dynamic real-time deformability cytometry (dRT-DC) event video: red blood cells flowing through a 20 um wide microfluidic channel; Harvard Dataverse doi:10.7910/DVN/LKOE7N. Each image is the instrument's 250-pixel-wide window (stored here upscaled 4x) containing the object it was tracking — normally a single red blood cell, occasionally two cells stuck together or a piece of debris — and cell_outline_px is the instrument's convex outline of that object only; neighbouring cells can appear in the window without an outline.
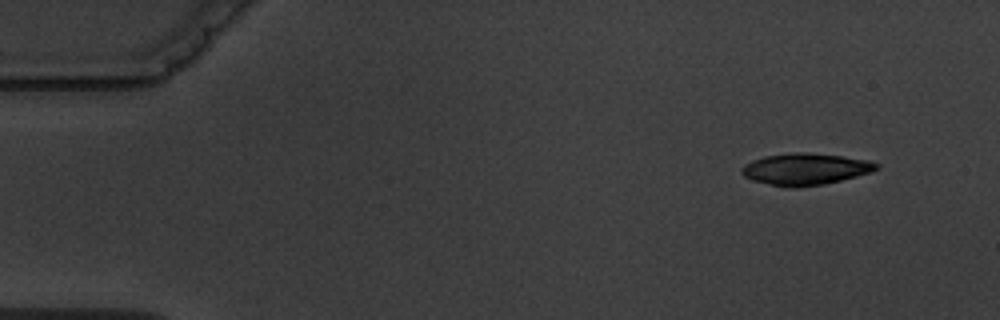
{"species": "common noctule bat (a hibernating species)", "species_latin": "Nyctalus noctula", "temperature_condition": "warm", "stored_images_in_passage": 4, "camera_frame_rate_fps": 3000, "um_per_image_px": 0.085, "animal": {"sex": "male", "body_mass_g": 19.5, "forearm_length_mm": 54.6}, "frame": {"image": 1, "passage_image": 1, "time_ms": 0.0, "image_size_px": [1000, 320], "cell_outline_px": [[880, 168], [872, 172], [824, 184], [796, 188], [788, 188], [752, 180], [744, 176], [740, 172], [740, 168], [744, 164], [752, 160], [764, 156], [792, 152], [808, 152], [840, 156], [868, 160], [880, 164]], "centroid_in_image_um": [68.44, 14.37], "position_along_channel_um": 16.6, "area_um2": 25.03}}
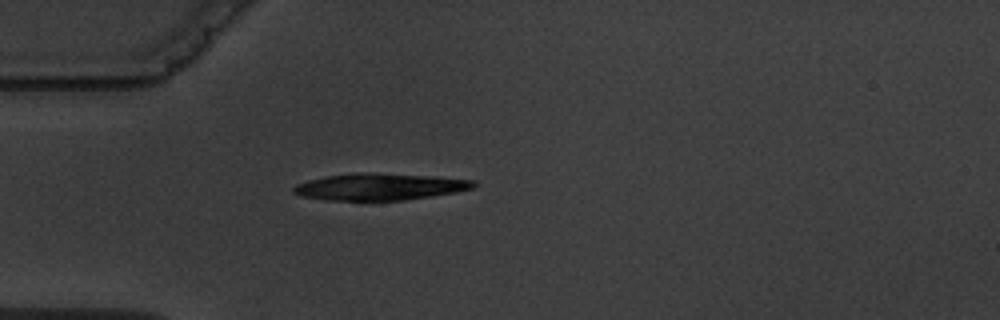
{"frame": {"image": 2, "passage_image": 4, "time_ms": 3.667, "image_size_px": [1000, 320], "cell_outline_px": [[476, 184], [472, 188], [456, 192], [404, 200], [324, 200], [300, 196], [292, 192], [292, 188], [296, 184], [308, 180], [324, 176], [364, 172], [436, 176], [476, 180]], "centroid_in_image_um": [32.25, 15.87], "position_along_channel_um": 52.8, "area_um2": 28.15}}